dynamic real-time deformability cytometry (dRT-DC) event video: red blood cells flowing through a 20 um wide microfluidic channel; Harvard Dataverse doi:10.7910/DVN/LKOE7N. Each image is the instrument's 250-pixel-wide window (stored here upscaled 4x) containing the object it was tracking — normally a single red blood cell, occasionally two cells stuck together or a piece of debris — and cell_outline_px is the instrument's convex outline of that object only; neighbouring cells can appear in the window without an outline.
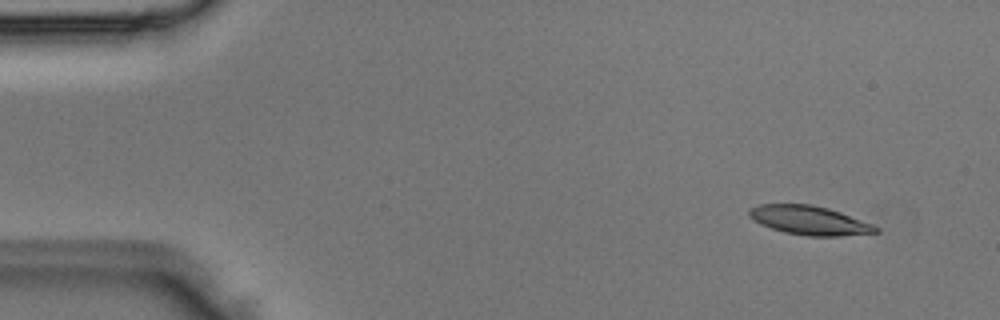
{"species": "Egyptian fruit bat (a non-hibernating species)", "species_latin": "Rousettus aegyptiacus", "temperature_condition": "room temperature", "stored_images_in_passage": 4, "camera_frame_rate_fps": 3000, "um_per_image_px": 0.085, "animal": {"sex": "male"}, "frame": {"image": 1, "passage_image": 2, "time_ms": 0.333, "image_size_px": [1000, 320], "cell_outline_px": [[880, 232], [840, 236], [808, 236], [784, 232], [760, 224], [752, 220], [748, 216], [748, 212], [752, 208], [760, 204], [812, 204], [828, 208], [840, 212], [872, 224], [880, 228]], "centroid_in_image_um": [68.8, 18.73], "position_along_channel_um": 16.2, "area_um2": 21.33}}